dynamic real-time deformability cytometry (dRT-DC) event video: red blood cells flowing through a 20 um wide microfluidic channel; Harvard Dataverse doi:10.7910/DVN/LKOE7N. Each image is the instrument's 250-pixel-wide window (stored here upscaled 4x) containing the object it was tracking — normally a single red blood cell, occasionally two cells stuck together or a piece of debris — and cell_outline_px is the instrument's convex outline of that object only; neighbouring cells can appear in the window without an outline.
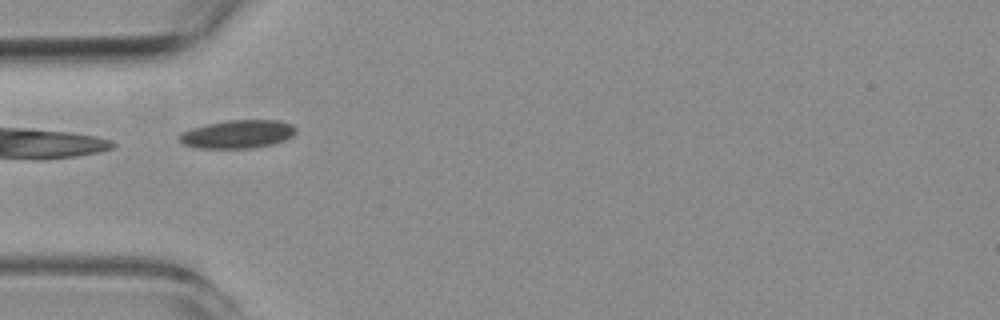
{"species": "common noctule bat (a hibernating species)", "species_latin": "Nyctalus noctula", "temperature_condition": "room temperature", "stored_images_in_passage": 40, "camera_frame_rate_fps": 3000, "um_per_image_px": 0.085, "animal": {"sex": "female", "body_mass_g": 19.3, "forearm_length_mm": 54.1}, "frame": {"image": 1, "passage_image": 1, "time_ms": 0.0, "image_size_px": [1000, 320], "cell_outline_px": [[296, 132], [292, 136], [284, 140], [272, 144], [252, 148], [200, 148], [184, 144], [176, 136], [180, 132], [192, 128], [208, 124], [228, 120], [280, 120], [292, 124], [296, 128]], "centroid_in_image_um": [20.2, 11.4], "position_along_channel_um": 64.8, "area_um2": 19.19}}
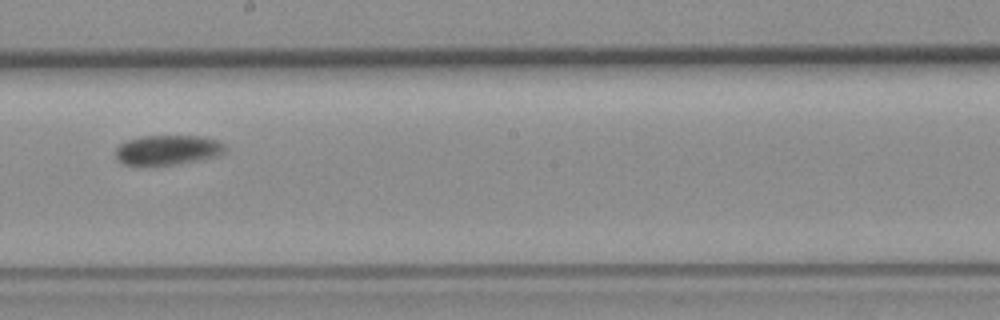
{"frame": {"image": 2, "passage_image": 15, "time_ms": 4.667, "image_size_px": [1000, 320], "cell_outline_px": [[224, 152], [216, 156], [200, 160], [176, 164], [144, 168], [124, 164], [116, 156], [116, 148], [120, 144], [128, 140], [140, 136], [200, 136], [216, 140], [224, 144]], "centroid_in_image_um": [14.2, 12.78], "position_along_channel_um": 234.0, "area_um2": 19.36}}
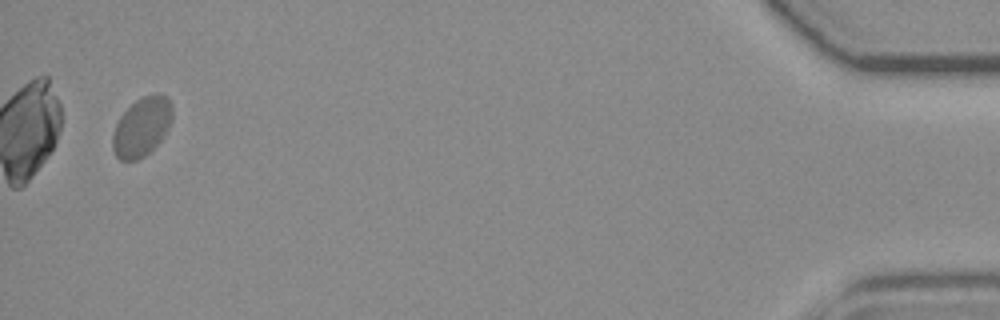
{"frame": {"image": 3, "passage_image": 38, "time_ms": 12.333, "image_size_px": [1000, 320], "cell_outline_px": [[172, 120], [164, 136], [144, 156], [136, 160], [120, 160], [116, 156], [112, 148], [112, 136], [116, 124], [120, 116], [136, 100], [152, 92], [160, 92], [172, 104]], "centroid_in_image_um": [12.05, 10.76], "position_along_channel_um": 423.1, "area_um2": 20.46}, "authors_computed_cell_mechanics": {"area_um2": 19.4497, "velocity_mm_per_s": 3.6494, "shape_relaxation_time_tau1_ms": 5.4315, "shape_relaxation_time_tau2_ms": null, "deformation_change_tau1": 0.096, "deformation_change_tau2": null}}